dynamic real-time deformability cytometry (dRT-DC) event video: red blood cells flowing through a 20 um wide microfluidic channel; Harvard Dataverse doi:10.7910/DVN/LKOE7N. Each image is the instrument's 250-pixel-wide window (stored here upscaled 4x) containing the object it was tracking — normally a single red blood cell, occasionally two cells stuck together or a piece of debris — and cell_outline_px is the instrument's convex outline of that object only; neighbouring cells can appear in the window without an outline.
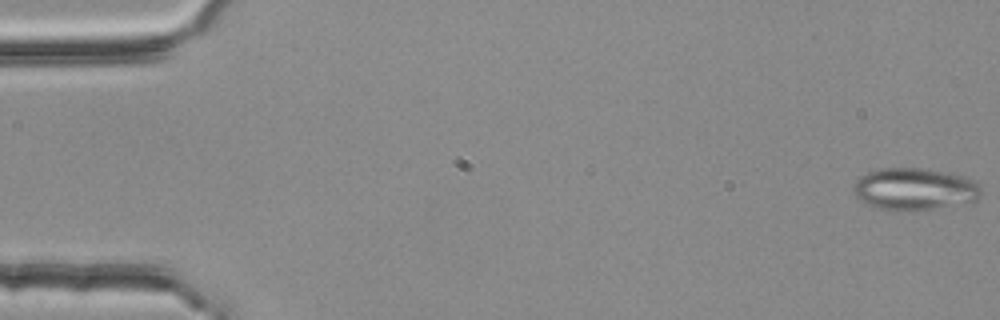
{"species": "common noctule bat (a hibernating species)", "species_latin": "Nyctalus noctula", "temperature_condition": "room temperature", "stored_images_in_passage": 54, "segment_of_instrument_passage": [1, 2], "camera_frame_rate_fps": 3000, "um_per_image_px": 0.085, "animal": {"sex": "female", "body_mass_g": 25.1}, "frame": {"image": 1, "passage_image": 1, "time_ms": 0.0, "image_size_px": [1000, 320], "cell_outline_px": [[980, 196], [972, 204], [912, 212], [896, 212], [876, 208], [868, 204], [856, 196], [852, 188], [856, 180], [860, 176], [868, 172], [880, 168], [924, 168], [964, 176], [972, 180], [980, 188]], "centroid_in_image_um": [77.75, 16.11], "position_along_channel_um": 7.2, "area_um2": 32.08}}